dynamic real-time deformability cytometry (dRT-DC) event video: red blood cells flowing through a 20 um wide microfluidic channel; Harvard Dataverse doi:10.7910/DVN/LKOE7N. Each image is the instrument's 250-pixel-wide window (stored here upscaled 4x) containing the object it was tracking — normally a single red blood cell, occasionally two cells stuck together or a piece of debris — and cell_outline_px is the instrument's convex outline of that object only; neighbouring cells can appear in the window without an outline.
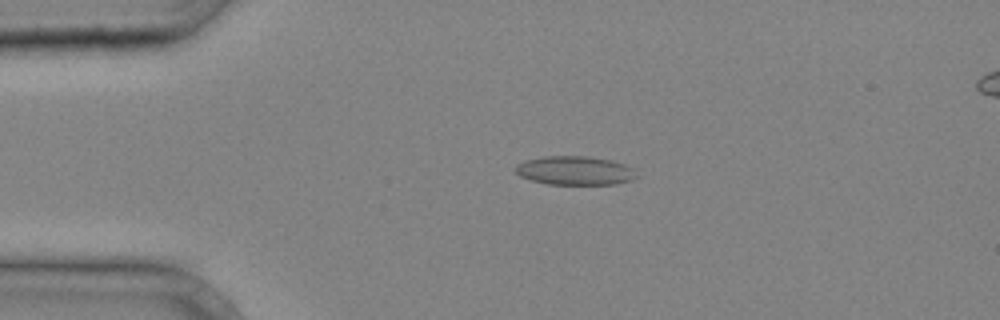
{"species": "common noctule bat (a hibernating species)", "species_latin": "Nyctalus noctula", "temperature_condition": "cold", "stored_images_in_passage": 37, "camera_frame_rate_fps": 3000, "um_per_image_px": 0.085, "animal": {"sex": "male", "body_mass_g": 20.4}, "frame": {"image": 1, "passage_image": 8, "time_ms": 2.333, "image_size_px": [1000, 320], "cell_outline_px": [[640, 176], [632, 180], [616, 184], [548, 184], [532, 180], [520, 176], [516, 172], [516, 164], [524, 160], [544, 156], [588, 156], [612, 160], [624, 164], [632, 168]], "centroid_in_image_um": [48.9, 14.49], "position_along_channel_um": 36.1, "area_um2": 20.46}}
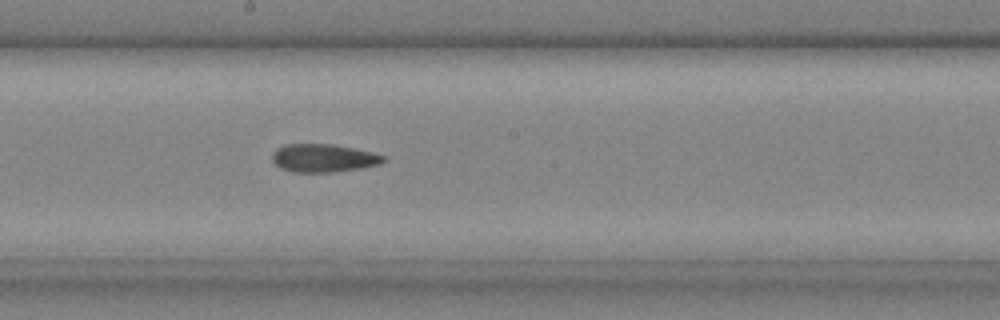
{"frame": {"image": 2, "passage_image": 21, "time_ms": 6.667, "image_size_px": [1000, 320], "cell_outline_px": [[388, 160], [380, 164], [360, 168], [332, 172], [292, 172], [280, 168], [272, 160], [272, 152], [276, 148], [284, 144], [332, 144], [372, 152], [384, 156]], "centroid_in_image_um": [27.47, 13.43], "position_along_channel_um": 220.7, "area_um2": 18.26}}
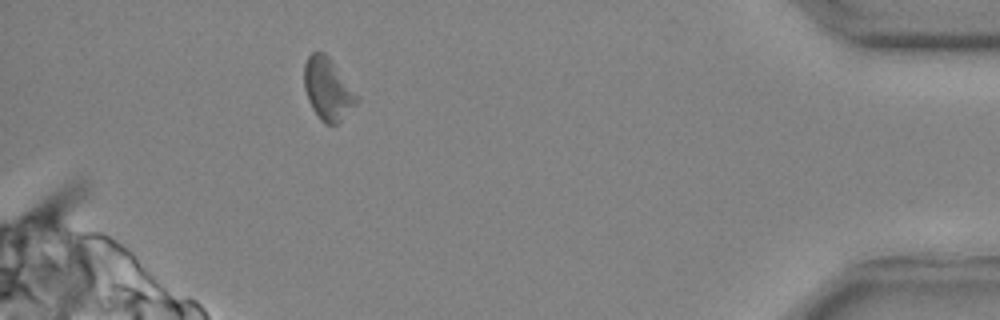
{"frame": {"image": 3, "passage_image": 35, "time_ms": 11.333, "image_size_px": [1000, 320], "cell_outline_px": [[356, 104], [336, 124], [324, 124], [320, 120], [312, 108], [308, 100], [304, 88], [304, 64], [308, 56], [312, 52], [324, 52], [332, 60], [356, 96]], "centroid_in_image_um": [27.8, 7.56], "position_along_channel_um": 407.4, "area_um2": 18.5}}